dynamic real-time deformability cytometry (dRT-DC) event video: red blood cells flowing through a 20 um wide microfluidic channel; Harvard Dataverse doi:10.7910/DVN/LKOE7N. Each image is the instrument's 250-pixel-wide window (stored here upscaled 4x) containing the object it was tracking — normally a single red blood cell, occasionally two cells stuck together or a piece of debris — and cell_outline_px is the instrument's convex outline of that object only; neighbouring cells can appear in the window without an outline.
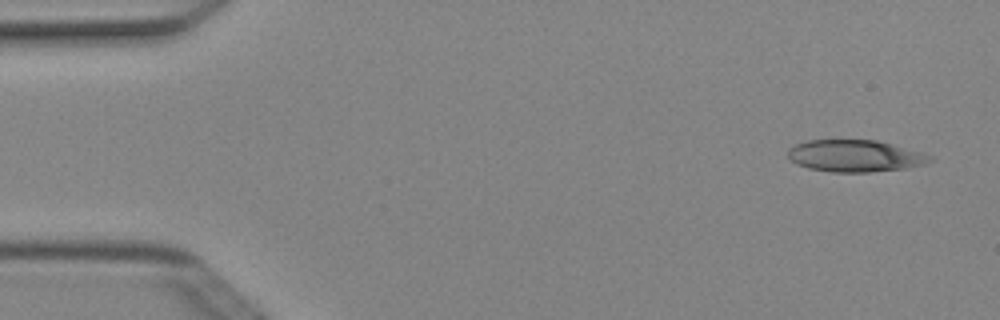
{"species": "Egyptian fruit bat (a non-hibernating species)", "species_latin": "Rousettus aegyptiacus", "temperature_condition": "cold", "stored_images_in_passage": 4, "camera_frame_rate_fps": 3000, "um_per_image_px": 0.085, "animal": {"sex": "female"}, "frame": {"image": 1, "passage_image": 1, "time_ms": 0.0, "image_size_px": [1000, 320], "cell_outline_px": [[932, 160], [924, 164], [908, 168], [868, 172], [832, 172], [808, 168], [796, 164], [788, 156], [788, 148], [796, 144], [808, 140], [876, 140], [892, 144], [920, 152], [928, 156]], "centroid_in_image_um": [72.63, 13.25], "position_along_channel_um": 12.4, "area_um2": 26.18}}
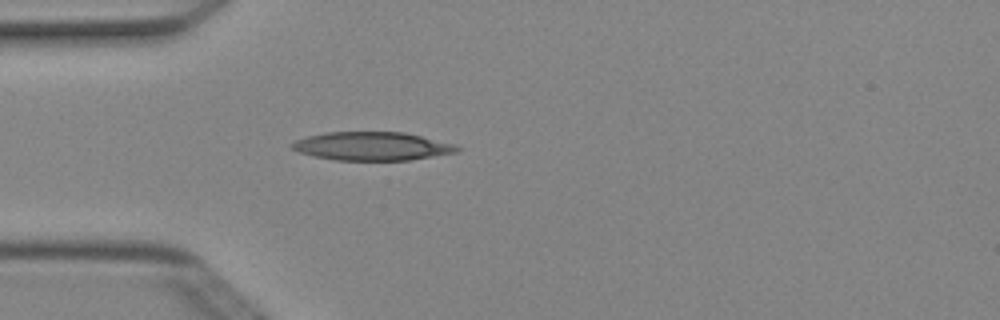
{"frame": {"image": 2, "passage_image": 4, "time_ms": 1.0, "image_size_px": [1000, 320], "cell_outline_px": [[460, 148], [456, 152], [408, 160], [336, 160], [316, 156], [300, 152], [292, 148], [288, 144], [296, 140], [308, 136], [328, 132], [404, 132], [452, 144]], "centroid_in_image_um": [31.57, 12.42], "position_along_channel_um": 53.4, "area_um2": 26.88}}